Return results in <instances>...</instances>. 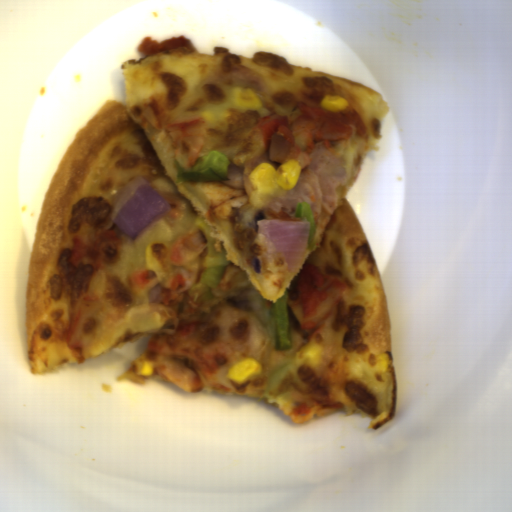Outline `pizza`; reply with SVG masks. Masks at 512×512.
Returning a JSON list of instances; mask_svg holds the SVG:
<instances>
[{"mask_svg": "<svg viewBox=\"0 0 512 512\" xmlns=\"http://www.w3.org/2000/svg\"><path fill=\"white\" fill-rule=\"evenodd\" d=\"M119 70L124 103L105 101L76 131L47 186L29 252L24 313L27 369L54 375L100 354L157 333H174L179 319H195L203 341L222 340L233 353L211 377L228 391L219 395L262 399L278 405L293 424L326 414L368 418L370 430L396 416L398 375L387 293L368 236L348 194L372 151H380L382 119L390 105L382 93L285 56L260 50L252 57L214 46L211 54L185 47L162 48L127 59ZM250 87L260 110L234 109V86ZM325 94L341 95L364 119L368 132L322 143L290 192L277 188L261 211L249 202L250 172L274 167L268 152L241 166L232 158L241 137L259 116L301 114L297 101L320 105ZM204 117L207 139L200 155L222 151L230 159L223 183H177L168 122ZM140 175L170 204L171 211L137 240H128L109 215L124 187ZM298 201L311 205L316 247L295 271L282 253H270L257 220L297 219ZM203 215L230 266L213 300L188 294L205 268L207 244L194 224ZM151 246L165 276L144 266ZM345 281L339 304L316 328H299L297 284L304 262ZM258 290L269 308L288 287L293 349L275 350L251 311L248 291ZM262 363L259 377L235 384L225 376L245 356Z\"/></svg>", "mask_w": 512, "mask_h": 512, "instance_id": "pizza-1", "label": "pizza"}, {"mask_svg": "<svg viewBox=\"0 0 512 512\" xmlns=\"http://www.w3.org/2000/svg\"><path fill=\"white\" fill-rule=\"evenodd\" d=\"M159 376L160 375H154L153 370H152V374L149 376H139L136 371V364L132 363L127 370L121 372L117 376V379H118V382L122 381V380H129L132 383H134L135 385L143 386V385L147 384L148 382L155 380Z\"/></svg>", "mask_w": 512, "mask_h": 512, "instance_id": "pizza-2", "label": "pizza"}]
</instances>
